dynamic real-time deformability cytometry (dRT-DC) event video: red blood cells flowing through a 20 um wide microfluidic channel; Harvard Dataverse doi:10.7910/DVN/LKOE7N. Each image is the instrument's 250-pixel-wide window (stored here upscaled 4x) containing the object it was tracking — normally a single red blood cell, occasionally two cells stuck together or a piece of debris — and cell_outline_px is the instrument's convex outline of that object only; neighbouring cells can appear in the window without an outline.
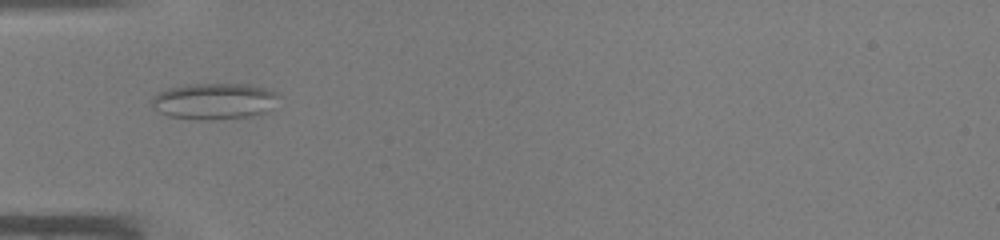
{"species": "common noctule bat (a hibernating species)", "species_latin": "Nyctalus noctula", "temperature_condition": "warm", "stored_images_in_passage": 27, "camera_frame_rate_fps": 3000, "um_per_image_px": 0.085, "animal": {"sex": "male", "body_mass_g": 19.0, "forearm_length_mm": 50.8}, "frame": {"image": 1, "passage_image": 1, "time_ms": 0.0, "image_size_px": [1000, 240], "cell_outline_px": [[280, 96], [272, 108], [264, 112], [248, 116], [208, 120], [168, 116], [152, 108], [152, 100], [156, 92], [168, 88], [184, 84], [248, 84], [264, 88], [276, 92]], "centroid_in_image_um": [18.18, 8.58], "position_along_channel_um": 66.8, "area_um2": 26.76}}
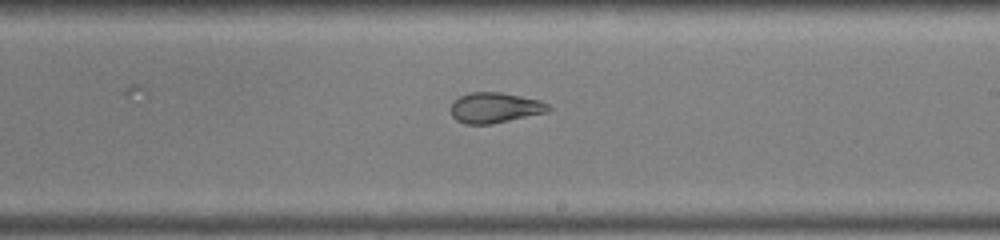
{"frame": {"image": 2, "passage_image": 13, "time_ms": 4.0, "image_size_px": [1000, 240], "cell_outline_px": [[552, 108], [548, 112], [492, 124], [464, 124], [456, 120], [452, 116], [452, 104], [460, 96], [472, 92], [500, 92], [540, 100], [548, 104]], "centroid_in_image_um": [42.09, 9.16], "position_along_channel_um": 246.9, "area_um2": 17.22}}
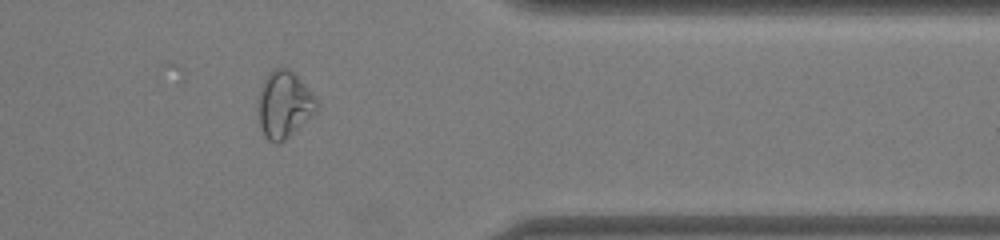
{"frame": {"image": 3, "passage_image": 23, "time_ms": 7.333, "image_size_px": [1000, 240], "cell_outline_px": [[320, 104], [316, 112], [312, 116], [284, 140], [276, 144], [268, 140], [264, 136], [260, 128], [256, 108], [260, 88], [264, 80], [276, 68], [288, 68], [320, 100]], "centroid_in_image_um": [24.15, 8.92], "position_along_channel_um": 387.3, "area_um2": 22.95}}